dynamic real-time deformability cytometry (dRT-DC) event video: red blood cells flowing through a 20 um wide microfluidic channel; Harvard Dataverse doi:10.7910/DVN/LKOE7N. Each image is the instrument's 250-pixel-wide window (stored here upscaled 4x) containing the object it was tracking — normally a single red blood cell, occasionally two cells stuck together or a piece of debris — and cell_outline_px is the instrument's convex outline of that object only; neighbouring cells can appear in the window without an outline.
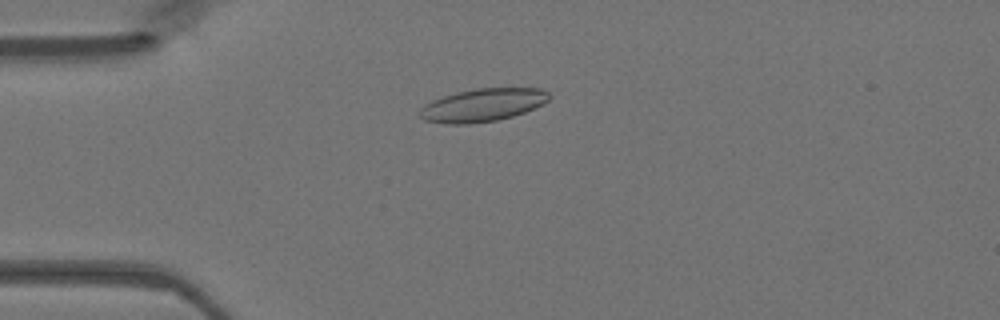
{"species": "Egyptian fruit bat (a non-hibernating species)", "species_latin": "Rousettus aegyptiacus", "temperature_condition": "warm", "stored_images_in_passage": 35, "camera_frame_rate_fps": 3000, "um_per_image_px": 0.085, "animal": {"sex": "female"}, "frame": {"image": 1, "passage_image": 2, "time_ms": 0.333, "image_size_px": [1000, 320], "cell_outline_px": [[552, 96], [548, 100], [524, 112], [512, 116], [496, 120], [468, 124], [448, 124], [424, 120], [416, 116], [420, 108], [424, 104], [432, 100], [456, 92], [476, 88], [540, 88], [548, 92]], "centroid_in_image_um": [40.96, 8.93], "position_along_channel_um": 44.0, "area_um2": 24.85}}
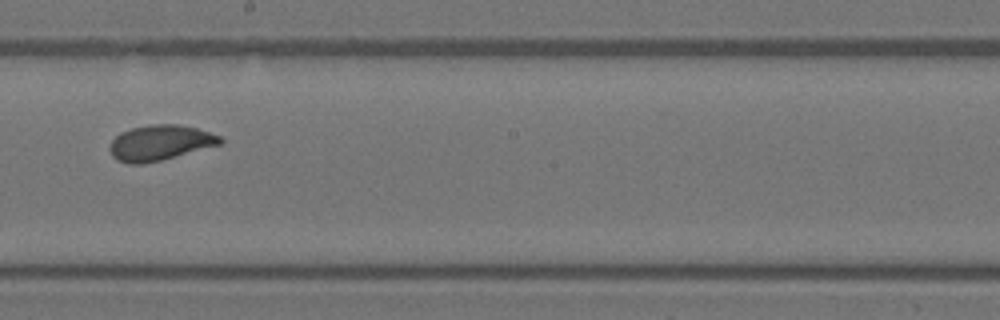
{"frame": {"image": 2, "passage_image": 17, "time_ms": 5.333, "image_size_px": [1000, 320], "cell_outline_px": [[224, 140], [220, 144], [160, 160], [144, 164], [128, 164], [116, 160], [112, 156], [108, 148], [112, 140], [120, 132], [132, 128], [152, 124], [176, 124], [196, 128], [220, 136]], "centroid_in_image_um": [13.55, 12.14], "position_along_channel_um": 234.7, "area_um2": 22.6}}
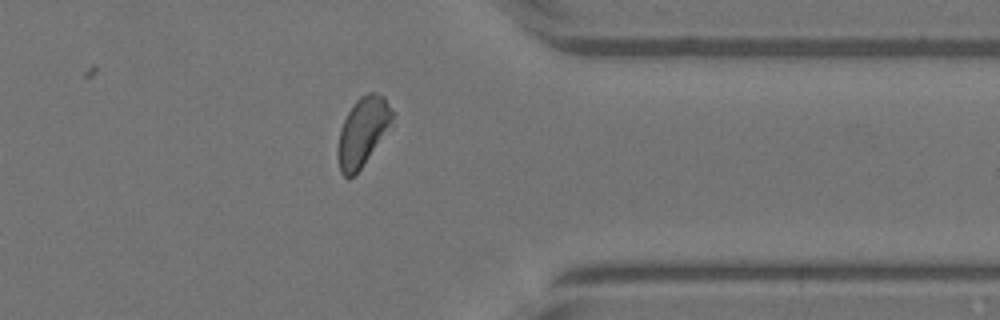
{"frame": {"image": 3, "passage_image": 28, "time_ms": 9.0, "image_size_px": [1000, 320], "cell_outline_px": [[392, 128], [360, 168], [348, 180], [340, 172], [336, 156], [336, 148], [340, 128], [348, 112], [356, 100], [360, 96], [368, 92], [376, 92], [384, 96], [392, 112]], "centroid_in_image_um": [30.82, 11.21], "position_along_channel_um": 380.6, "area_um2": 22.14}}